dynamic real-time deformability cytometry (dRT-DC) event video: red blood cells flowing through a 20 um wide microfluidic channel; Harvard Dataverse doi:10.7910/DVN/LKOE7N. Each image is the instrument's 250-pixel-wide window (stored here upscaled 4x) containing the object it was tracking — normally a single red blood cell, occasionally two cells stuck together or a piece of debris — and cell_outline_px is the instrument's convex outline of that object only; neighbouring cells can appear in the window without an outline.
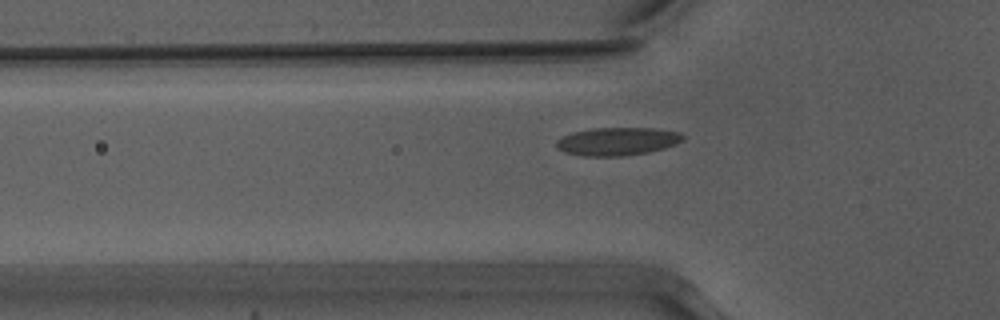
{"species": "Egyptian fruit bat (a non-hibernating species)", "species_latin": "Rousettus aegyptiacus", "temperature_condition": "warm", "stored_images_in_passage": 40, "segment_of_instrument_passage": [1, 2], "camera_frame_rate_fps": 3000, "um_per_image_px": 0.085, "animal": {"sex": "male"}, "frame": {"image": 1, "passage_image": 4, "time_ms": 1.0, "image_size_px": [1000, 320], "cell_outline_px": [[684, 140], [676, 144], [664, 148], [648, 152], [624, 156], [584, 156], [564, 152], [556, 148], [556, 140], [572, 132], [596, 128], [652, 128], [680, 132], [684, 136]], "centroid_in_image_um": [52.48, 12.02], "position_along_channel_um": 73.3, "area_um2": 20.69}}
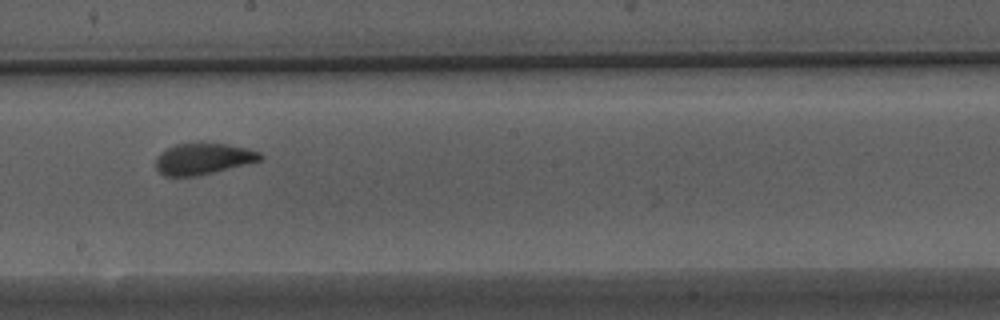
{"frame": {"image": 2, "passage_image": 16, "time_ms": 5.0, "image_size_px": [1000, 320], "cell_outline_px": [[264, 156], [260, 160], [196, 176], [164, 176], [156, 168], [156, 156], [160, 152], [176, 144], [200, 140], [224, 144], [244, 148], [260, 152]], "centroid_in_image_um": [17.21, 13.46], "position_along_channel_um": 231.0, "area_um2": 19.19}}
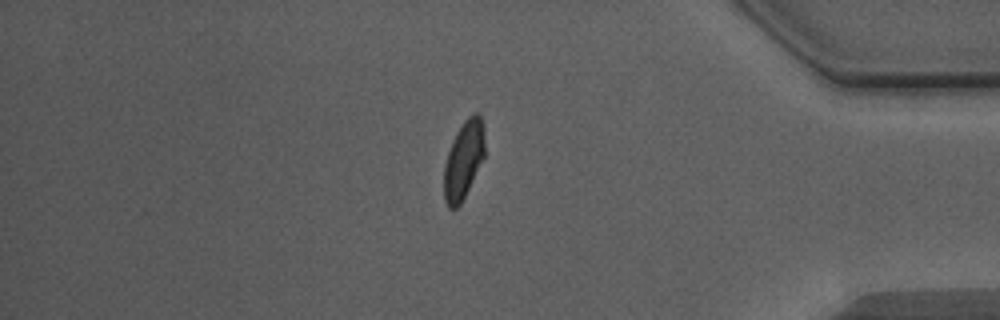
{"frame": {"image": 3, "passage_image": 31, "time_ms": 10.0, "image_size_px": [1000, 320], "cell_outline_px": [[484, 156], [460, 204], [456, 208], [448, 208], [444, 200], [444, 164], [452, 140], [456, 132], [464, 120], [472, 112], [480, 112], [484, 128]], "centroid_in_image_um": [39.4, 13.53], "position_along_channel_um": 395.8, "area_um2": 18.44}}